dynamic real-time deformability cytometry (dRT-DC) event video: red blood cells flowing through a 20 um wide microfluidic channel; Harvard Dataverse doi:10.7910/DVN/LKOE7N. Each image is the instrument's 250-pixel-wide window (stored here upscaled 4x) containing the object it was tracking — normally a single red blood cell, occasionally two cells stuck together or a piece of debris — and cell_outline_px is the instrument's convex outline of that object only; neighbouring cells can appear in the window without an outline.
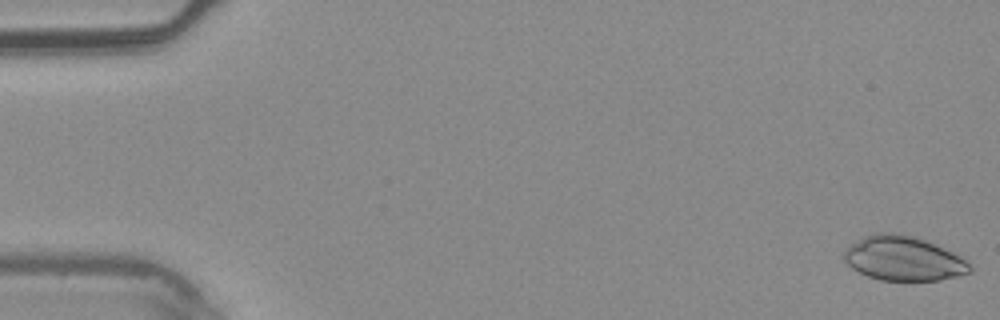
{"species": "common noctule bat (a hibernating species)", "species_latin": "Nyctalus noctula", "temperature_condition": "warm", "stored_images_in_passage": 2, "camera_frame_rate_fps": 3000, "um_per_image_px": 0.085, "animal": {"sex": "male", "body_mass_g": 20.4}, "frame": {"image": 1, "passage_image": 2, "time_ms": 0.333, "image_size_px": [1000, 320], "cell_outline_px": [[972, 272], [940, 280], [880, 280], [868, 276], [852, 268], [844, 260], [844, 252], [852, 244], [864, 236], [880, 232], [892, 232], [912, 236], [924, 240], [952, 252], [960, 256], [972, 268]], "centroid_in_image_um": [76.78, 21.97], "position_along_channel_um": 8.2, "area_um2": 32.08}}